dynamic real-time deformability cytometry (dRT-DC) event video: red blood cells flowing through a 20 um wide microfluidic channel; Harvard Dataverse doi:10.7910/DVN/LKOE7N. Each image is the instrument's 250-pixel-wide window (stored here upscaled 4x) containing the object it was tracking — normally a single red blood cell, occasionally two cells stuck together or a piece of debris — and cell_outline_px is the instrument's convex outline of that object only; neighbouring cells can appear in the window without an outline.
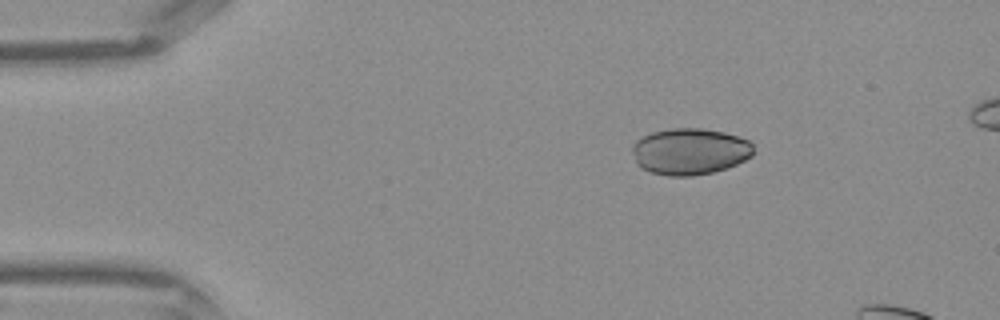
{"species": "Egyptian fruit bat (a non-hibernating species)", "species_latin": "Rousettus aegyptiacus", "temperature_condition": "warm", "stored_images_in_passage": 7, "camera_frame_rate_fps": 3000, "um_per_image_px": 0.085, "frame": {"image": 1, "passage_image": 1, "time_ms": 0.0, "image_size_px": [1000, 320], "cell_outline_px": [[756, 152], [752, 156], [736, 164], [712, 172], [692, 176], [668, 176], [652, 172], [636, 164], [632, 148], [636, 140], [652, 132], [672, 128], [700, 128], [724, 132], [748, 140], [752, 144]], "centroid_in_image_um": [58.65, 12.87], "position_along_channel_um": 26.3, "area_um2": 32.71}}